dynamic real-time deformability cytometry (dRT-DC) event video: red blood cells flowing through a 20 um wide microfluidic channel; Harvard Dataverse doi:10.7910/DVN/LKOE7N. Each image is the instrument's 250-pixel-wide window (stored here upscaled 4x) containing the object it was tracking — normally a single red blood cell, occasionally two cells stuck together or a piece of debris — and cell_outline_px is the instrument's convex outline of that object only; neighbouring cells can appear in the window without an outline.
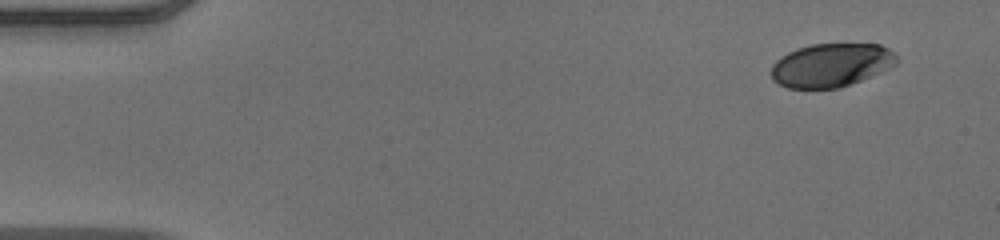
{"species": "human", "species_latin": "Homo sapiens", "temperature_condition": "warm", "stored_images_in_passage": 14, "camera_frame_rate_fps": 3000, "um_per_image_px": 0.085, "donor": {"sex": "male"}, "frame": {"image": 1, "passage_image": 1, "time_ms": 0.0, "image_size_px": [1000, 240], "cell_outline_px": [[900, 60], [892, 68], [840, 88], [788, 88], [772, 80], [772, 64], [776, 60], [788, 52], [796, 48], [812, 44], [880, 44], [896, 52]], "centroid_in_image_um": [70.7, 5.53], "position_along_channel_um": 14.3, "area_um2": 32.14}}
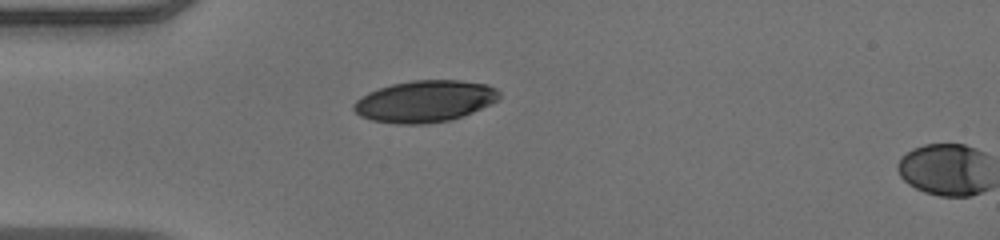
{"frame": {"image": 2, "passage_image": 12, "time_ms": 3.667, "image_size_px": [1000, 240], "cell_outline_px": [[500, 100], [472, 112], [452, 120], [428, 124], [396, 124], [372, 120], [360, 116], [352, 108], [352, 104], [360, 96], [368, 92], [392, 84], [412, 80], [460, 80], [488, 84], [496, 88], [500, 92]], "centroid_in_image_um": [36.12, 8.61], "position_along_channel_um": 48.9, "area_um2": 35.66}}